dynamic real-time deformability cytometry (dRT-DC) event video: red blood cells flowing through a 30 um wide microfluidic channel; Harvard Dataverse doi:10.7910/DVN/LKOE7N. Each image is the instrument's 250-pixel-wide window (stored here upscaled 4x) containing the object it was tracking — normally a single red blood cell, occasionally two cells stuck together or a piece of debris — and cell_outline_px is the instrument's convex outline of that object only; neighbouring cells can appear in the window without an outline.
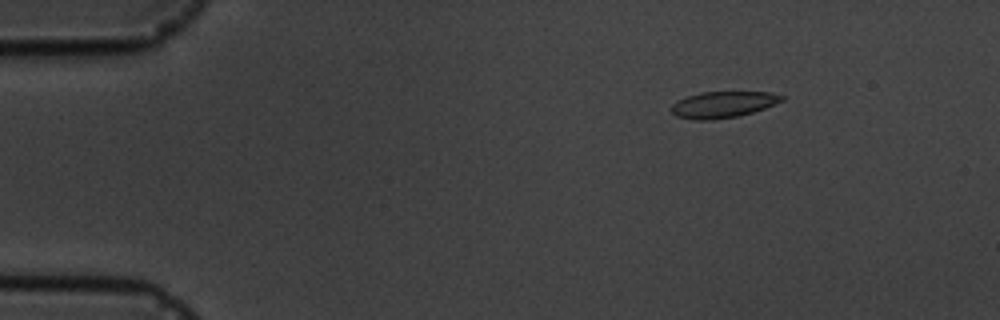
{"species": "common noctule bat (a hibernating species)", "species_latin": "Nyctalus noctula", "temperature_condition": "cold", "stored_images_in_passage": 5, "camera_frame_rate_fps": 3000, "um_per_image_px": 0.085, "animal": {"sex": "male", "body_mass_g": 19.5, "forearm_length_mm": 54.6}, "frame": {"image": 1, "passage_image": 1, "time_ms": 0.0, "image_size_px": [1000, 320], "cell_outline_px": [[784, 100], [764, 108], [752, 112], [736, 116], [712, 120], [696, 120], [676, 116], [672, 112], [672, 104], [688, 96], [700, 92], [772, 92], [784, 96]], "centroid_in_image_um": [61.47, 8.88], "position_along_channel_um": 23.5, "area_um2": 16.7}}
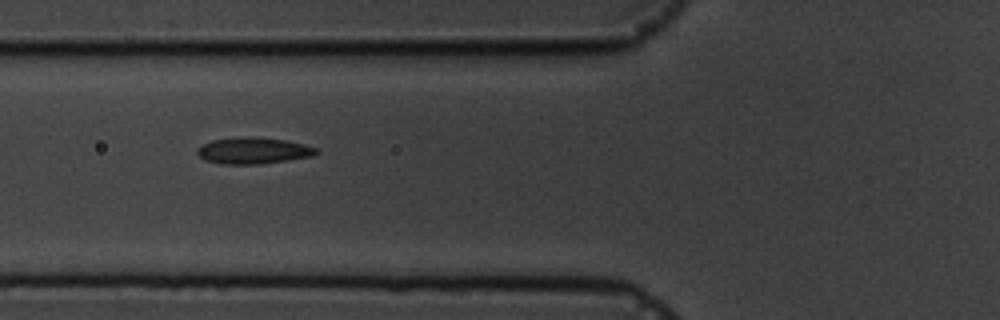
{"frame": {"image": 2, "passage_image": 4, "time_ms": 4.333, "image_size_px": [1000, 320], "cell_outline_px": [[320, 152], [312, 156], [256, 164], [224, 164], [204, 160], [196, 152], [204, 144], [212, 140], [244, 136], [252, 136], [288, 140], [320, 148]], "centroid_in_image_um": [21.58, 12.79], "position_along_channel_um": 104.2, "area_um2": 18.26}}
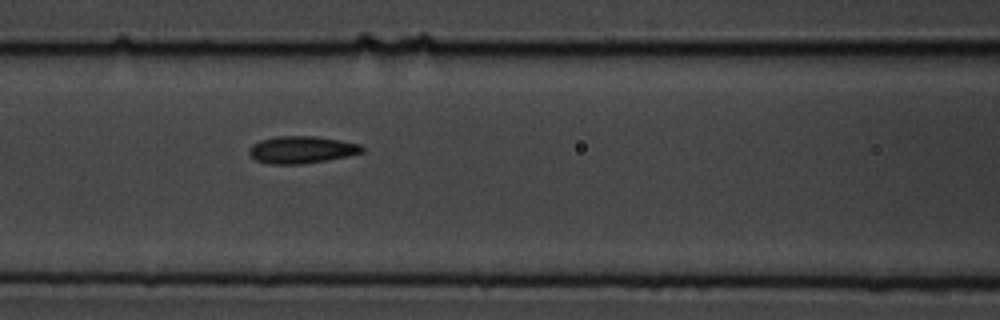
{"frame": {"image": 3, "passage_image": 5, "time_ms": 5.333, "image_size_px": [1000, 320], "cell_outline_px": [[364, 152], [348, 156], [328, 160], [300, 164], [268, 164], [256, 160], [248, 152], [248, 148], [252, 144], [260, 140], [276, 136], [316, 136], [340, 140], [360, 144], [364, 148]], "centroid_in_image_um": [25.63, 12.72], "position_along_channel_um": 141.0, "area_um2": 18.03}}